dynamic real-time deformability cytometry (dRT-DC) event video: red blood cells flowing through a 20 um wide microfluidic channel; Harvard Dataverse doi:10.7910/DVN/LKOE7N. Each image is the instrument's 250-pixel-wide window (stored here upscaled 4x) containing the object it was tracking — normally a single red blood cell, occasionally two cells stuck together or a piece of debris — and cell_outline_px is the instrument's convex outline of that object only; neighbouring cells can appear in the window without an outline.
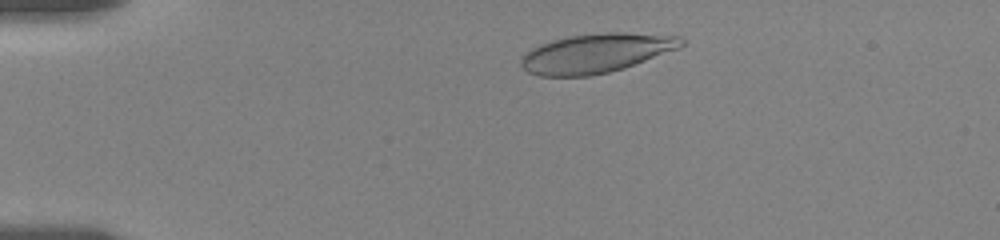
{"species": "human", "species_latin": "Homo sapiens", "temperature_condition": "room temperature", "stored_images_in_passage": 26, "camera_frame_rate_fps": 3000, "um_per_image_px": 0.085, "donor": {"sex": "female"}, "frame": {"image": 1, "passage_image": 8, "time_ms": 1.667, "image_size_px": [1000, 240], "cell_outline_px": [[684, 44], [680, 48], [624, 68], [608, 72], [588, 76], [540, 76], [528, 72], [520, 64], [520, 60], [532, 48], [540, 44], [552, 40], [568, 36], [604, 32], [628, 32], [680, 36], [684, 40]], "centroid_in_image_um": [50.7, 4.51], "position_along_channel_um": 34.3, "area_um2": 36.65}}
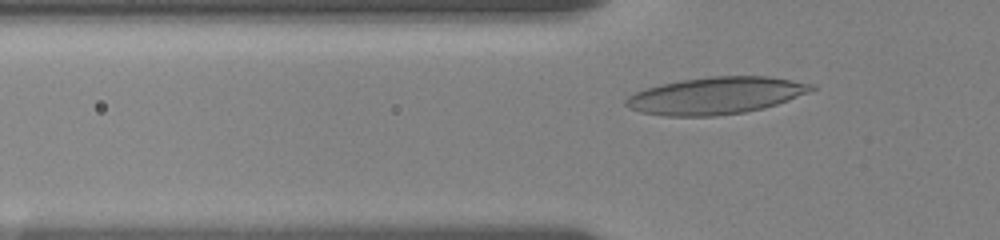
{"frame": {"image": 2, "passage_image": 19, "time_ms": 4.0, "image_size_px": [1000, 240], "cell_outline_px": [[816, 88], [808, 92], [788, 100], [764, 108], [744, 112], [716, 116], [664, 116], [640, 112], [628, 108], [624, 104], [624, 100], [632, 92], [660, 84], [680, 80], [708, 76], [768, 76], [816, 84]], "centroid_in_image_um": [60.8, 8.12], "position_along_channel_um": 65.0, "area_um2": 40.34}}
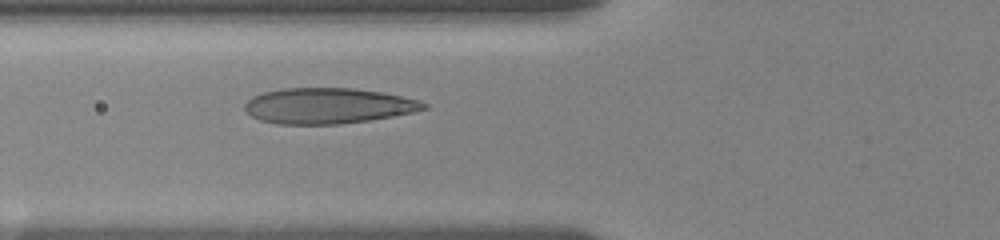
{"frame": {"image": 3, "passage_image": 23, "time_ms": 5.0, "image_size_px": [1000, 240], "cell_outline_px": [[428, 108], [412, 112], [392, 116], [368, 120], [340, 124], [276, 124], [260, 120], [252, 116], [244, 108], [244, 104], [252, 96], [264, 92], [284, 88], [352, 88], [380, 92], [400, 96], [416, 100], [428, 104]], "centroid_in_image_um": [27.84, 8.99], "position_along_channel_um": 98.0, "area_um2": 36.93}}